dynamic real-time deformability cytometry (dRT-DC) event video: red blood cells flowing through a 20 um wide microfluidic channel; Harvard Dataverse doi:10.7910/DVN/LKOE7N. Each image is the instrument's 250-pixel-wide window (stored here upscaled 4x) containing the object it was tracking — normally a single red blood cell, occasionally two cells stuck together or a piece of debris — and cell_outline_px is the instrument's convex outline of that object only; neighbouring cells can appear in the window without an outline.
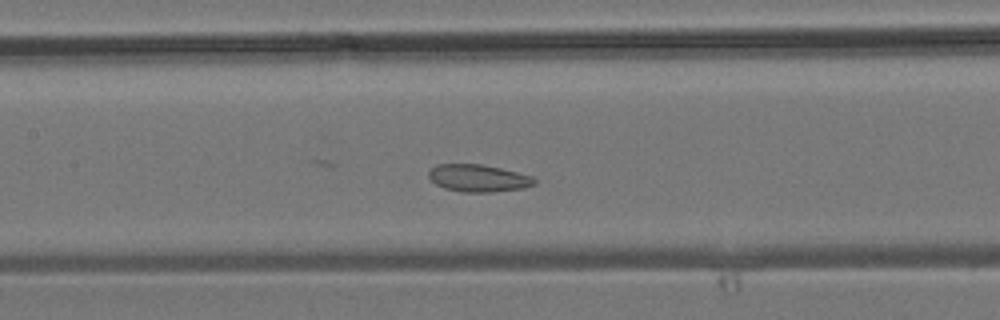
{"species": "common noctule bat (a hibernating species)", "species_latin": "Nyctalus noctula", "temperature_condition": "room temperature", "stored_images_in_passage": 43, "camera_frame_rate_fps": 3000, "um_per_image_px": 0.085, "animal": {"sex": "male", "body_mass_g": 19.2, "forearm_length_mm": 51.8}, "frame": {"image": 1, "passage_image": 17, "time_ms": 5.333, "image_size_px": [1000, 320], "cell_outline_px": [[536, 184], [524, 188], [492, 192], [460, 192], [444, 188], [436, 184], [428, 176], [428, 172], [436, 164], [480, 164], [500, 168], [532, 176], [536, 180]], "centroid_in_image_um": [40.65, 15.15], "position_along_channel_um": 166.7, "area_um2": 16.82}}
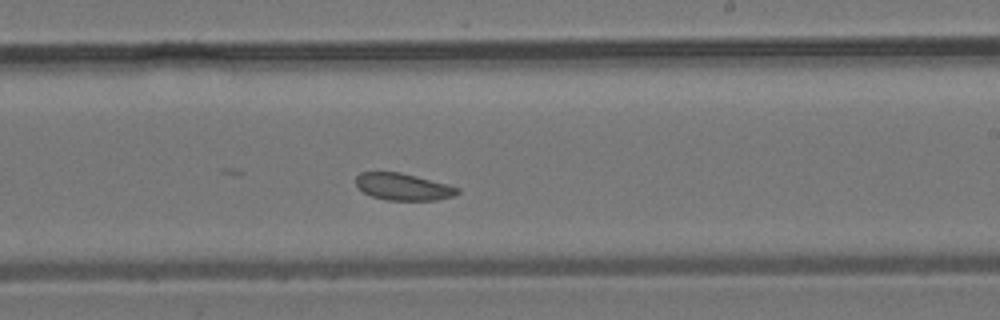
{"frame": {"image": 2, "passage_image": 23, "time_ms": 7.333, "image_size_px": [1000, 320], "cell_outline_px": [[460, 192], [456, 196], [436, 200], [388, 200], [372, 196], [364, 192], [356, 184], [356, 176], [360, 172], [400, 172], [448, 184], [460, 188]], "centroid_in_image_um": [34.31, 15.88], "position_along_channel_um": 254.7, "area_um2": 15.95}}
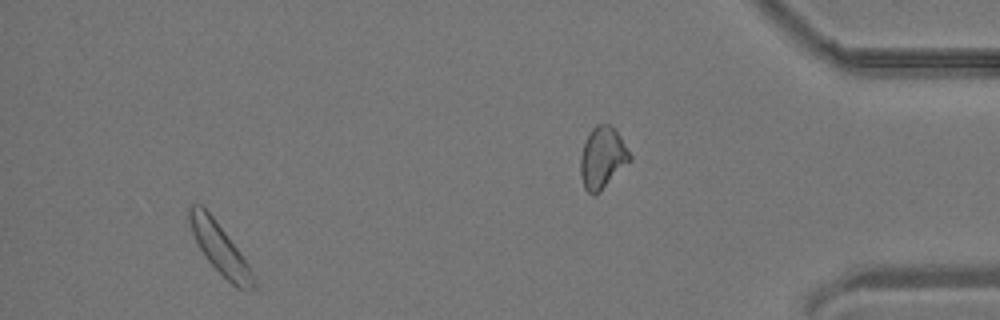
{"frame": {"image": 3, "passage_image": 39, "time_ms": 12.667, "image_size_px": [1000, 320], "cell_outline_px": [[252, 288], [240, 288], [232, 284], [204, 256], [192, 232], [188, 220], [188, 204], [200, 204], [212, 216], [248, 264], [252, 272]], "centroid_in_image_um": [18.6, 21.03], "position_along_channel_um": 416.6, "area_um2": 17.74}}